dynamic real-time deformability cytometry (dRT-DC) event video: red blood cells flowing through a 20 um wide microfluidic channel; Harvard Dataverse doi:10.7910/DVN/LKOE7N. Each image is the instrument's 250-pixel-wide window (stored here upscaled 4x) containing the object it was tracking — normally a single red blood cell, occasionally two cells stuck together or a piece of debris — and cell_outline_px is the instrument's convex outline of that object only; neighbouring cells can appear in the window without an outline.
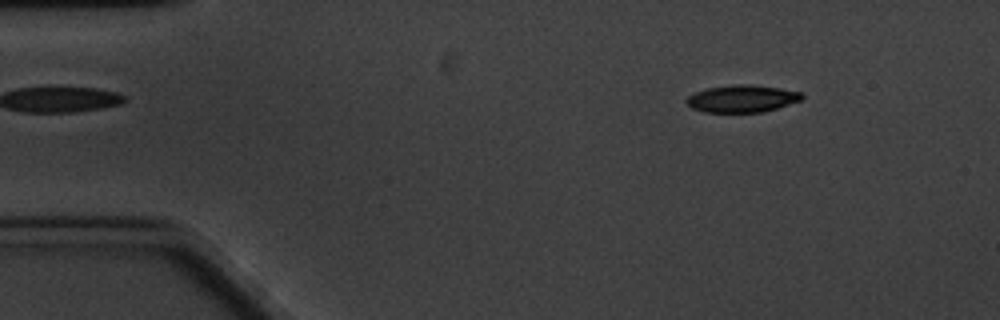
{"species": "common noctule bat (a hibernating species)", "species_latin": "Nyctalus noctula", "temperature_condition": "cold", "stored_images_in_passage": 60, "camera_frame_rate_fps": 3000, "um_per_image_px": 0.085, "animal": {"sex": "male", "body_mass_g": 20.1, "forearm_length_mm": 53.5}, "frame": {"image": 1, "passage_image": 7, "time_ms": 2.0, "image_size_px": [1000, 320], "cell_outline_px": [[804, 96], [800, 100], [764, 112], [704, 112], [692, 108], [684, 100], [688, 96], [696, 92], [708, 88], [736, 84], [752, 84], [780, 88], [800, 92]], "centroid_in_image_um": [63.06, 8.38], "position_along_channel_um": 21.9, "area_um2": 18.21}}
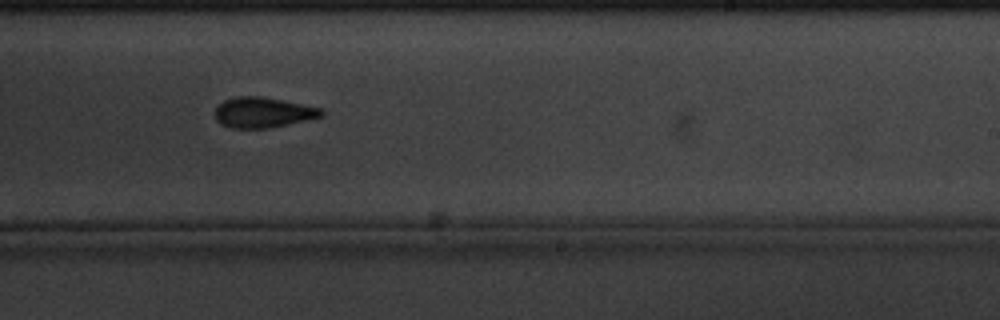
{"frame": {"image": 2, "passage_image": 36, "time_ms": 11.667, "image_size_px": [1000, 320], "cell_outline_px": [[324, 116], [288, 124], [268, 128], [232, 128], [220, 124], [216, 120], [212, 112], [224, 100], [236, 96], [260, 96], [324, 108]], "centroid_in_image_um": [22.34, 9.56], "position_along_channel_um": 266.7, "area_um2": 19.02}}
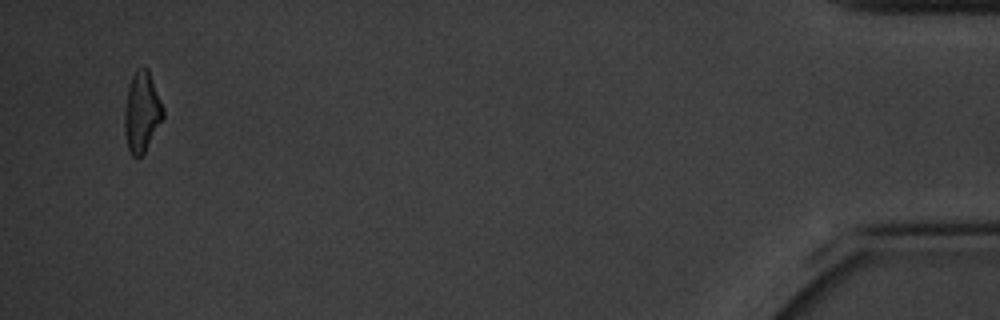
{"frame": {"image": 3, "passage_image": 58, "time_ms": 19.0, "image_size_px": [1000, 320], "cell_outline_px": [[164, 116], [144, 152], [140, 156], [132, 156], [128, 148], [124, 132], [124, 108], [128, 84], [136, 68], [144, 64], [148, 68], [164, 108]], "centroid_in_image_um": [12.04, 9.44], "position_along_channel_um": 423.2, "area_um2": 18.21}, "authors_computed_cell_mechanics": {"area_um2": 18.7272, "velocity_mm_per_s": 3.2718, "shape_relaxation_time_tau1_ms": 3.1036, "shape_relaxation_time_tau2_ms": 4.972, "deformation_change_tau1": 0.1332, "deformation_change_tau2": 0.1202}}